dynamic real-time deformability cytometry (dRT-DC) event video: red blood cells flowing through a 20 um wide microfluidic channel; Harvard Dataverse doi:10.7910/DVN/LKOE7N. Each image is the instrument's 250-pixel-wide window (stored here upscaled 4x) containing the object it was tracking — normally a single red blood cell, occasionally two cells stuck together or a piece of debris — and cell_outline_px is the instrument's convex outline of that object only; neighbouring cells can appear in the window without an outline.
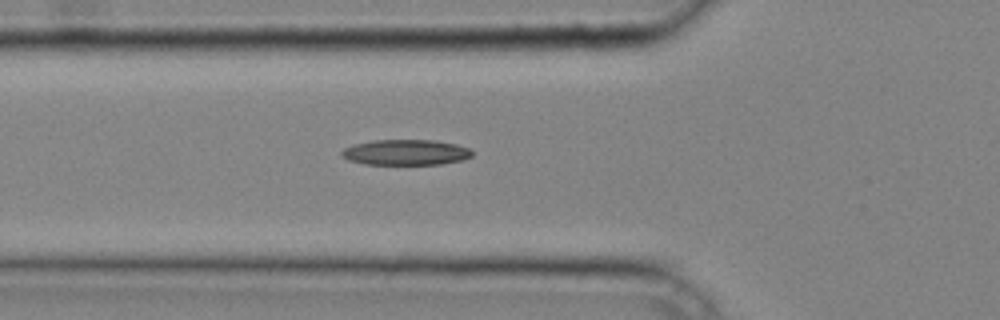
{"species": "common noctule bat (a hibernating species)", "species_latin": "Nyctalus noctula", "temperature_condition": "cold", "stored_images_in_passage": 3, "camera_frame_rate_fps": 3000, "um_per_image_px": 0.085, "animal": {"sex": "male", "body_mass_g": 20.4}, "frame": {"image": 1, "passage_image": 2, "time_ms": 0.333, "image_size_px": [1000, 320], "cell_outline_px": [[472, 156], [464, 160], [440, 164], [364, 164], [348, 160], [340, 156], [340, 152], [344, 148], [356, 144], [376, 140], [436, 140], [456, 144], [468, 148], [472, 152]], "centroid_in_image_um": [34.49, 12.95], "position_along_channel_um": 91.3, "area_um2": 19.42}}